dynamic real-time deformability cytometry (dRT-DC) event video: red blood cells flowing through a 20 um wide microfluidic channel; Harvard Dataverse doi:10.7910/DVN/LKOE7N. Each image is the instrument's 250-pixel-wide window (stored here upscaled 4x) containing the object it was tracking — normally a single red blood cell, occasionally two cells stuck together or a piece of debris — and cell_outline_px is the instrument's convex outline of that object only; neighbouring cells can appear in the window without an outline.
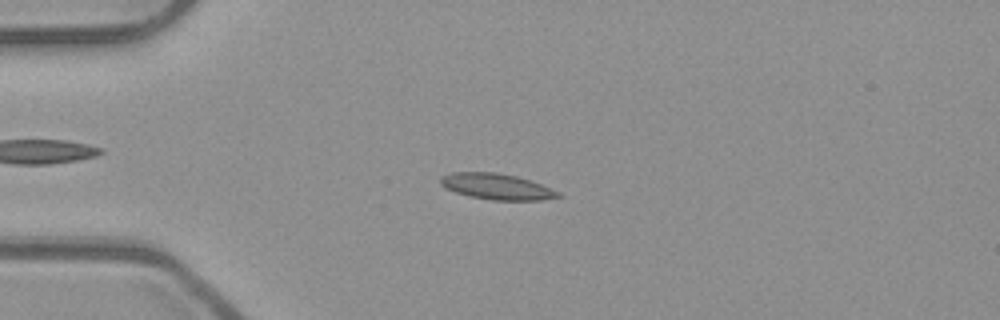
{"species": "common noctule bat (a hibernating species)", "species_latin": "Nyctalus noctula", "temperature_condition": "room temperature", "stored_images_in_passage": 52, "camera_frame_rate_fps": 3000, "um_per_image_px": 0.085, "animal": {"sex": "male", "body_mass_g": 23.1, "forearm_length_mm": 52.7}, "frame": {"image": 1, "passage_image": 13, "time_ms": 4.0, "image_size_px": [1000, 320], "cell_outline_px": [[564, 196], [540, 200], [492, 200], [468, 196], [444, 188], [440, 184], [440, 176], [452, 172], [496, 172], [516, 176], [540, 184], [560, 192]], "centroid_in_image_um": [42.19, 15.86], "position_along_channel_um": 42.8, "area_um2": 17.8}}
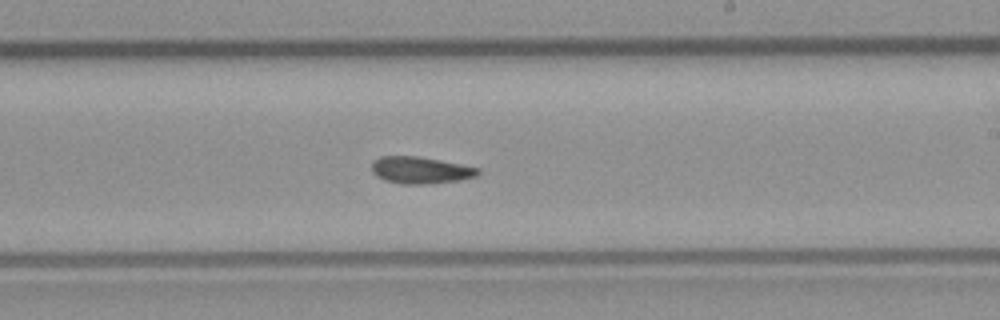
{"frame": {"image": 2, "passage_image": 31, "time_ms": 10.0, "image_size_px": [1000, 320], "cell_outline_px": [[480, 172], [476, 176], [460, 180], [424, 184], [404, 184], [384, 180], [376, 176], [372, 172], [372, 160], [380, 156], [416, 156], [440, 160], [480, 168]], "centroid_in_image_um": [35.71, 14.46], "position_along_channel_um": 253.3, "area_um2": 16.65}}
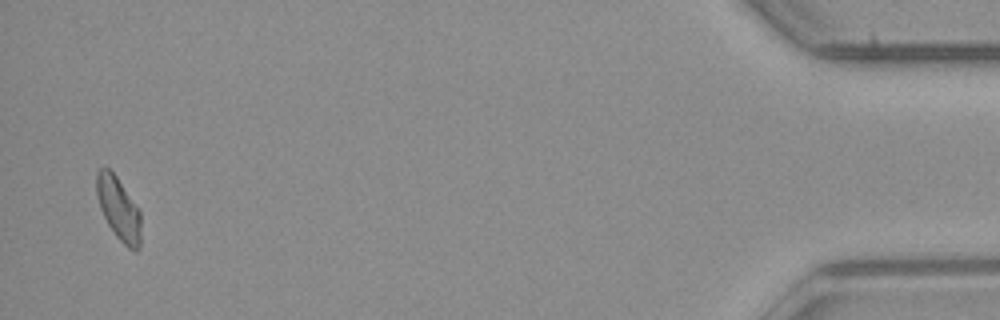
{"frame": {"image": 3, "passage_image": 51, "time_ms": 16.667, "image_size_px": [1000, 320], "cell_outline_px": [[140, 248], [136, 252], [128, 248], [116, 236], [108, 224], [100, 208], [96, 196], [96, 172], [100, 168], [108, 168], [116, 176], [140, 208]], "centroid_in_image_um": [10.09, 17.73], "position_along_channel_um": 425.1, "area_um2": 16.42}, "authors_computed_cell_mechanics": {"area_um2": 16.7042, "velocity_mm_per_s": 3.9282, "shape_relaxation_time_tau1_ms": null, "shape_relaxation_time_tau2_ms": 5.2762, "deformation_change_tau1": null, "deformation_change_tau2": 0.0999}}